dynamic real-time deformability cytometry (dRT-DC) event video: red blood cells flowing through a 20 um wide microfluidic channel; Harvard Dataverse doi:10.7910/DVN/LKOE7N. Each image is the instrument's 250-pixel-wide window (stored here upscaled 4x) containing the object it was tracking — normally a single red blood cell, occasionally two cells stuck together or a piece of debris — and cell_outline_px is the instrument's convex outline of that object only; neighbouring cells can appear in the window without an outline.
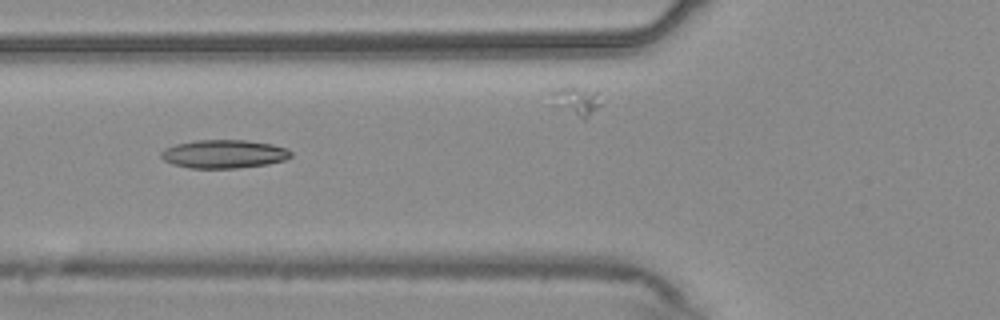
{"species": "common noctule bat (a hibernating species)", "species_latin": "Nyctalus noctula", "temperature_condition": "warm", "stored_images_in_passage": 40, "camera_frame_rate_fps": 3000, "um_per_image_px": 0.085, "animal": {"sex": "male", "body_mass_g": 20.4}, "frame": {"image": 1, "passage_image": 6, "time_ms": 1.667, "image_size_px": [1000, 320], "cell_outline_px": [[292, 156], [284, 160], [268, 164], [236, 168], [188, 168], [172, 164], [164, 160], [160, 156], [160, 152], [164, 148], [176, 144], [196, 140], [244, 140], [272, 144], [288, 148], [292, 152]], "centroid_in_image_um": [19.03, 13.09], "position_along_channel_um": 106.8, "area_um2": 21.62}}
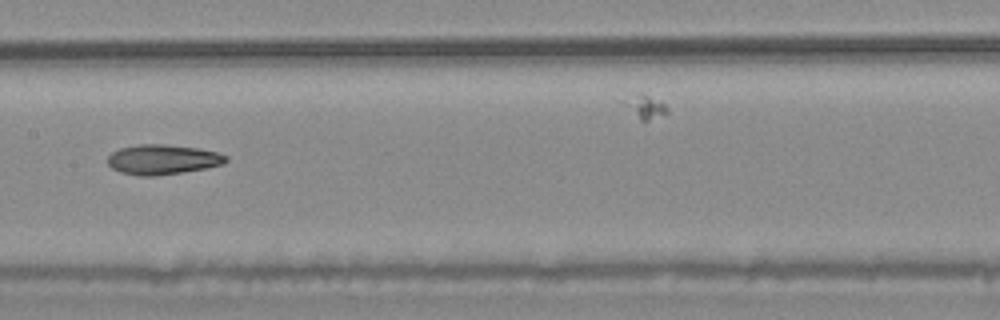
{"frame": {"image": 2, "passage_image": 13, "time_ms": 4.0, "image_size_px": [1000, 320], "cell_outline_px": [[228, 160], [224, 164], [204, 168], [156, 176], [140, 176], [120, 172], [112, 168], [108, 164], [108, 156], [112, 152], [120, 148], [140, 144], [164, 144], [196, 148], [216, 152], [228, 156]], "centroid_in_image_um": [13.81, 13.56], "position_along_channel_um": 193.6, "area_um2": 20.46}}
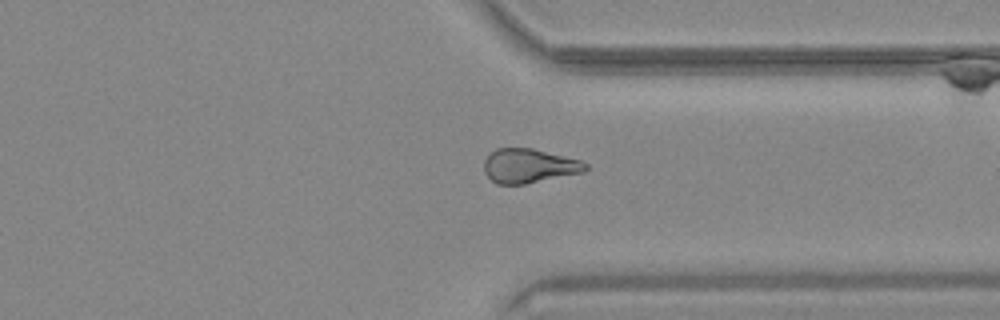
{"frame": {"image": 3, "passage_image": 27, "time_ms": 8.667, "image_size_px": [1000, 320], "cell_outline_px": [[588, 168], [584, 172], [524, 184], [496, 184], [484, 172], [484, 160], [496, 148], [532, 148], [580, 160], [588, 164]], "centroid_in_image_um": [44.97, 14.1], "position_along_channel_um": 366.4, "area_um2": 20.11}, "authors_computed_cell_mechanics": {"area_um2": 20.5479, "velocity_mm_per_s": 3.7098, "shape_relaxation_time_tau1_ms": 10.7657, "shape_relaxation_time_tau2_ms": null, "deformation_change_tau1": 0.1739, "deformation_change_tau2": null}}